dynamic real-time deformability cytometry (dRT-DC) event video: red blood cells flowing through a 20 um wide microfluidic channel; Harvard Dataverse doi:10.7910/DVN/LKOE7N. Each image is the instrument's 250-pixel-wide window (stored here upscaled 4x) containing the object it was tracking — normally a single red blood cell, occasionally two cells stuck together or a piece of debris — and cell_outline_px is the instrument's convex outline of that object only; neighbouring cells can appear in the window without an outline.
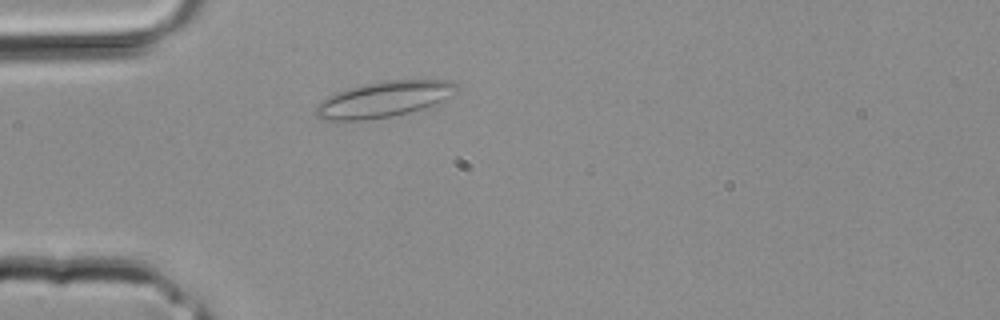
{"species": "common noctule bat (a hibernating species)", "species_latin": "Nyctalus noctula", "temperature_condition": "room temperature", "stored_images_in_passage": 2, "camera_frame_rate_fps": 3000, "um_per_image_px": 0.085, "animal": {"sex": "male", "body_mass_g": 20.4}, "frame": {"image": 1, "passage_image": 2, "time_ms": 0.333, "image_size_px": [1000, 320], "cell_outline_px": [[460, 88], [456, 92], [444, 100], [408, 112], [392, 116], [364, 120], [320, 120], [316, 116], [316, 108], [320, 100], [336, 92], [384, 80], [452, 80]], "centroid_in_image_um": [32.63, 8.43], "position_along_channel_um": 52.4, "area_um2": 29.02}}